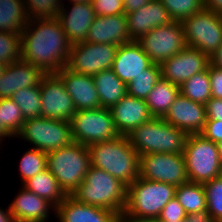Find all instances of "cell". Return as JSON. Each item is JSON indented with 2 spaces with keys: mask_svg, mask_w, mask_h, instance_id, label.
Masks as SVG:
<instances>
[{
  "mask_svg": "<svg viewBox=\"0 0 222 222\" xmlns=\"http://www.w3.org/2000/svg\"><path fill=\"white\" fill-rule=\"evenodd\" d=\"M71 45L57 17L32 19L21 32V59L57 73L67 67Z\"/></svg>",
  "mask_w": 222,
  "mask_h": 222,
  "instance_id": "1",
  "label": "cell"
},
{
  "mask_svg": "<svg viewBox=\"0 0 222 222\" xmlns=\"http://www.w3.org/2000/svg\"><path fill=\"white\" fill-rule=\"evenodd\" d=\"M91 166L129 186L139 177L140 156L124 135L88 146Z\"/></svg>",
  "mask_w": 222,
  "mask_h": 222,
  "instance_id": "2",
  "label": "cell"
},
{
  "mask_svg": "<svg viewBox=\"0 0 222 222\" xmlns=\"http://www.w3.org/2000/svg\"><path fill=\"white\" fill-rule=\"evenodd\" d=\"M127 186L104 170L90 166L84 181L72 193L77 201L121 213L126 205Z\"/></svg>",
  "mask_w": 222,
  "mask_h": 222,
  "instance_id": "3",
  "label": "cell"
},
{
  "mask_svg": "<svg viewBox=\"0 0 222 222\" xmlns=\"http://www.w3.org/2000/svg\"><path fill=\"white\" fill-rule=\"evenodd\" d=\"M188 134L163 118L153 117L133 129L126 137L140 155L152 153L183 154Z\"/></svg>",
  "mask_w": 222,
  "mask_h": 222,
  "instance_id": "4",
  "label": "cell"
},
{
  "mask_svg": "<svg viewBox=\"0 0 222 222\" xmlns=\"http://www.w3.org/2000/svg\"><path fill=\"white\" fill-rule=\"evenodd\" d=\"M90 166L88 146L78 142L47 153V169L66 195H72L84 181Z\"/></svg>",
  "mask_w": 222,
  "mask_h": 222,
  "instance_id": "5",
  "label": "cell"
},
{
  "mask_svg": "<svg viewBox=\"0 0 222 222\" xmlns=\"http://www.w3.org/2000/svg\"><path fill=\"white\" fill-rule=\"evenodd\" d=\"M176 187L138 177L127 186L124 211L133 217L157 218L164 206L175 197Z\"/></svg>",
  "mask_w": 222,
  "mask_h": 222,
  "instance_id": "6",
  "label": "cell"
},
{
  "mask_svg": "<svg viewBox=\"0 0 222 222\" xmlns=\"http://www.w3.org/2000/svg\"><path fill=\"white\" fill-rule=\"evenodd\" d=\"M183 157L189 182L204 184L222 175L217 143L202 134H190L185 141Z\"/></svg>",
  "mask_w": 222,
  "mask_h": 222,
  "instance_id": "7",
  "label": "cell"
},
{
  "mask_svg": "<svg viewBox=\"0 0 222 222\" xmlns=\"http://www.w3.org/2000/svg\"><path fill=\"white\" fill-rule=\"evenodd\" d=\"M69 122L73 142L84 146L119 136L109 108L76 110Z\"/></svg>",
  "mask_w": 222,
  "mask_h": 222,
  "instance_id": "8",
  "label": "cell"
},
{
  "mask_svg": "<svg viewBox=\"0 0 222 222\" xmlns=\"http://www.w3.org/2000/svg\"><path fill=\"white\" fill-rule=\"evenodd\" d=\"M17 136L33 144V148L45 153L73 142L69 121L42 116L25 120Z\"/></svg>",
  "mask_w": 222,
  "mask_h": 222,
  "instance_id": "9",
  "label": "cell"
},
{
  "mask_svg": "<svg viewBox=\"0 0 222 222\" xmlns=\"http://www.w3.org/2000/svg\"><path fill=\"white\" fill-rule=\"evenodd\" d=\"M186 45L212 56L222 44V15L203 9L181 22Z\"/></svg>",
  "mask_w": 222,
  "mask_h": 222,
  "instance_id": "10",
  "label": "cell"
},
{
  "mask_svg": "<svg viewBox=\"0 0 222 222\" xmlns=\"http://www.w3.org/2000/svg\"><path fill=\"white\" fill-rule=\"evenodd\" d=\"M137 42L151 62L158 65L187 46L183 26L176 21L153 28Z\"/></svg>",
  "mask_w": 222,
  "mask_h": 222,
  "instance_id": "11",
  "label": "cell"
},
{
  "mask_svg": "<svg viewBox=\"0 0 222 222\" xmlns=\"http://www.w3.org/2000/svg\"><path fill=\"white\" fill-rule=\"evenodd\" d=\"M139 177L178 187L189 182L183 154L152 153L140 155Z\"/></svg>",
  "mask_w": 222,
  "mask_h": 222,
  "instance_id": "12",
  "label": "cell"
},
{
  "mask_svg": "<svg viewBox=\"0 0 222 222\" xmlns=\"http://www.w3.org/2000/svg\"><path fill=\"white\" fill-rule=\"evenodd\" d=\"M118 46L88 41L71 45L67 68L76 73L94 76L112 67Z\"/></svg>",
  "mask_w": 222,
  "mask_h": 222,
  "instance_id": "13",
  "label": "cell"
},
{
  "mask_svg": "<svg viewBox=\"0 0 222 222\" xmlns=\"http://www.w3.org/2000/svg\"><path fill=\"white\" fill-rule=\"evenodd\" d=\"M39 88L41 116L70 121L76 109L62 79L56 73L46 74L39 83Z\"/></svg>",
  "mask_w": 222,
  "mask_h": 222,
  "instance_id": "14",
  "label": "cell"
},
{
  "mask_svg": "<svg viewBox=\"0 0 222 222\" xmlns=\"http://www.w3.org/2000/svg\"><path fill=\"white\" fill-rule=\"evenodd\" d=\"M210 63L209 57L196 48L186 46L160 66L161 78L180 87L196 73L204 71Z\"/></svg>",
  "mask_w": 222,
  "mask_h": 222,
  "instance_id": "15",
  "label": "cell"
},
{
  "mask_svg": "<svg viewBox=\"0 0 222 222\" xmlns=\"http://www.w3.org/2000/svg\"><path fill=\"white\" fill-rule=\"evenodd\" d=\"M163 119L188 135L201 134L207 120L206 107L179 93Z\"/></svg>",
  "mask_w": 222,
  "mask_h": 222,
  "instance_id": "16",
  "label": "cell"
},
{
  "mask_svg": "<svg viewBox=\"0 0 222 222\" xmlns=\"http://www.w3.org/2000/svg\"><path fill=\"white\" fill-rule=\"evenodd\" d=\"M46 73L22 59L6 65L0 76V99L11 98L20 89L38 86Z\"/></svg>",
  "mask_w": 222,
  "mask_h": 222,
  "instance_id": "17",
  "label": "cell"
},
{
  "mask_svg": "<svg viewBox=\"0 0 222 222\" xmlns=\"http://www.w3.org/2000/svg\"><path fill=\"white\" fill-rule=\"evenodd\" d=\"M64 82L76 110L100 108L99 96L92 76L71 71L63 67L56 73Z\"/></svg>",
  "mask_w": 222,
  "mask_h": 222,
  "instance_id": "18",
  "label": "cell"
},
{
  "mask_svg": "<svg viewBox=\"0 0 222 222\" xmlns=\"http://www.w3.org/2000/svg\"><path fill=\"white\" fill-rule=\"evenodd\" d=\"M119 135L127 136L133 129L153 118L146 100L126 94L110 108Z\"/></svg>",
  "mask_w": 222,
  "mask_h": 222,
  "instance_id": "19",
  "label": "cell"
},
{
  "mask_svg": "<svg viewBox=\"0 0 222 222\" xmlns=\"http://www.w3.org/2000/svg\"><path fill=\"white\" fill-rule=\"evenodd\" d=\"M72 8L66 11L65 5L60 8L58 19L71 44L86 41L91 23L95 18L92 2L71 3Z\"/></svg>",
  "mask_w": 222,
  "mask_h": 222,
  "instance_id": "20",
  "label": "cell"
},
{
  "mask_svg": "<svg viewBox=\"0 0 222 222\" xmlns=\"http://www.w3.org/2000/svg\"><path fill=\"white\" fill-rule=\"evenodd\" d=\"M86 41L117 46L132 42L128 33L126 15L95 16Z\"/></svg>",
  "mask_w": 222,
  "mask_h": 222,
  "instance_id": "21",
  "label": "cell"
},
{
  "mask_svg": "<svg viewBox=\"0 0 222 222\" xmlns=\"http://www.w3.org/2000/svg\"><path fill=\"white\" fill-rule=\"evenodd\" d=\"M128 33L133 41H137L153 28L172 22L167 9L160 0H153L136 10L126 14Z\"/></svg>",
  "mask_w": 222,
  "mask_h": 222,
  "instance_id": "22",
  "label": "cell"
},
{
  "mask_svg": "<svg viewBox=\"0 0 222 222\" xmlns=\"http://www.w3.org/2000/svg\"><path fill=\"white\" fill-rule=\"evenodd\" d=\"M151 64V60L142 50L140 44L137 41H132L118 46L111 69L128 85Z\"/></svg>",
  "mask_w": 222,
  "mask_h": 222,
  "instance_id": "23",
  "label": "cell"
},
{
  "mask_svg": "<svg viewBox=\"0 0 222 222\" xmlns=\"http://www.w3.org/2000/svg\"><path fill=\"white\" fill-rule=\"evenodd\" d=\"M53 214L59 222H115L117 216L114 211L81 203L71 195L65 197Z\"/></svg>",
  "mask_w": 222,
  "mask_h": 222,
  "instance_id": "24",
  "label": "cell"
},
{
  "mask_svg": "<svg viewBox=\"0 0 222 222\" xmlns=\"http://www.w3.org/2000/svg\"><path fill=\"white\" fill-rule=\"evenodd\" d=\"M9 208L16 222H46L49 219V210L53 208L55 211L56 207L23 187L9 204Z\"/></svg>",
  "mask_w": 222,
  "mask_h": 222,
  "instance_id": "25",
  "label": "cell"
},
{
  "mask_svg": "<svg viewBox=\"0 0 222 222\" xmlns=\"http://www.w3.org/2000/svg\"><path fill=\"white\" fill-rule=\"evenodd\" d=\"M92 78L103 108L110 109L127 94V85L111 68L102 70Z\"/></svg>",
  "mask_w": 222,
  "mask_h": 222,
  "instance_id": "26",
  "label": "cell"
},
{
  "mask_svg": "<svg viewBox=\"0 0 222 222\" xmlns=\"http://www.w3.org/2000/svg\"><path fill=\"white\" fill-rule=\"evenodd\" d=\"M179 93L178 85L160 78L146 99L150 114L155 118H163Z\"/></svg>",
  "mask_w": 222,
  "mask_h": 222,
  "instance_id": "27",
  "label": "cell"
},
{
  "mask_svg": "<svg viewBox=\"0 0 222 222\" xmlns=\"http://www.w3.org/2000/svg\"><path fill=\"white\" fill-rule=\"evenodd\" d=\"M22 187L34 192L39 197L45 198L55 207H57L67 196L60 188L57 179L47 168L25 181L22 184Z\"/></svg>",
  "mask_w": 222,
  "mask_h": 222,
  "instance_id": "28",
  "label": "cell"
},
{
  "mask_svg": "<svg viewBox=\"0 0 222 222\" xmlns=\"http://www.w3.org/2000/svg\"><path fill=\"white\" fill-rule=\"evenodd\" d=\"M28 21L24 0H0V31L21 34Z\"/></svg>",
  "mask_w": 222,
  "mask_h": 222,
  "instance_id": "29",
  "label": "cell"
},
{
  "mask_svg": "<svg viewBox=\"0 0 222 222\" xmlns=\"http://www.w3.org/2000/svg\"><path fill=\"white\" fill-rule=\"evenodd\" d=\"M175 197L183 206L187 215L207 212L206 194L204 185L187 182L176 187Z\"/></svg>",
  "mask_w": 222,
  "mask_h": 222,
  "instance_id": "30",
  "label": "cell"
},
{
  "mask_svg": "<svg viewBox=\"0 0 222 222\" xmlns=\"http://www.w3.org/2000/svg\"><path fill=\"white\" fill-rule=\"evenodd\" d=\"M180 93L192 101L205 105L211 99V82L208 69L196 73L180 85Z\"/></svg>",
  "mask_w": 222,
  "mask_h": 222,
  "instance_id": "31",
  "label": "cell"
},
{
  "mask_svg": "<svg viewBox=\"0 0 222 222\" xmlns=\"http://www.w3.org/2000/svg\"><path fill=\"white\" fill-rule=\"evenodd\" d=\"M161 72L158 64H151L143 73L127 85V94L142 100H146L154 85L160 80Z\"/></svg>",
  "mask_w": 222,
  "mask_h": 222,
  "instance_id": "32",
  "label": "cell"
},
{
  "mask_svg": "<svg viewBox=\"0 0 222 222\" xmlns=\"http://www.w3.org/2000/svg\"><path fill=\"white\" fill-rule=\"evenodd\" d=\"M11 99L20 107L25 120L41 117L39 85L18 90L11 96Z\"/></svg>",
  "mask_w": 222,
  "mask_h": 222,
  "instance_id": "33",
  "label": "cell"
},
{
  "mask_svg": "<svg viewBox=\"0 0 222 222\" xmlns=\"http://www.w3.org/2000/svg\"><path fill=\"white\" fill-rule=\"evenodd\" d=\"M0 121L12 137H17L25 119L20 107L11 98L0 99Z\"/></svg>",
  "mask_w": 222,
  "mask_h": 222,
  "instance_id": "34",
  "label": "cell"
},
{
  "mask_svg": "<svg viewBox=\"0 0 222 222\" xmlns=\"http://www.w3.org/2000/svg\"><path fill=\"white\" fill-rule=\"evenodd\" d=\"M19 164L23 184L29 178L34 177L37 173L47 168V153L35 148H30L25 154L23 153Z\"/></svg>",
  "mask_w": 222,
  "mask_h": 222,
  "instance_id": "35",
  "label": "cell"
},
{
  "mask_svg": "<svg viewBox=\"0 0 222 222\" xmlns=\"http://www.w3.org/2000/svg\"><path fill=\"white\" fill-rule=\"evenodd\" d=\"M172 21L182 22L194 13L202 11L204 0H160Z\"/></svg>",
  "mask_w": 222,
  "mask_h": 222,
  "instance_id": "36",
  "label": "cell"
},
{
  "mask_svg": "<svg viewBox=\"0 0 222 222\" xmlns=\"http://www.w3.org/2000/svg\"><path fill=\"white\" fill-rule=\"evenodd\" d=\"M207 213L215 222H222V175L204 184Z\"/></svg>",
  "mask_w": 222,
  "mask_h": 222,
  "instance_id": "37",
  "label": "cell"
},
{
  "mask_svg": "<svg viewBox=\"0 0 222 222\" xmlns=\"http://www.w3.org/2000/svg\"><path fill=\"white\" fill-rule=\"evenodd\" d=\"M62 0H24L28 19H45L58 17L63 6Z\"/></svg>",
  "mask_w": 222,
  "mask_h": 222,
  "instance_id": "38",
  "label": "cell"
},
{
  "mask_svg": "<svg viewBox=\"0 0 222 222\" xmlns=\"http://www.w3.org/2000/svg\"><path fill=\"white\" fill-rule=\"evenodd\" d=\"M21 59V34L0 31V63L11 64Z\"/></svg>",
  "mask_w": 222,
  "mask_h": 222,
  "instance_id": "39",
  "label": "cell"
},
{
  "mask_svg": "<svg viewBox=\"0 0 222 222\" xmlns=\"http://www.w3.org/2000/svg\"><path fill=\"white\" fill-rule=\"evenodd\" d=\"M96 16L124 14L123 0H92Z\"/></svg>",
  "mask_w": 222,
  "mask_h": 222,
  "instance_id": "40",
  "label": "cell"
},
{
  "mask_svg": "<svg viewBox=\"0 0 222 222\" xmlns=\"http://www.w3.org/2000/svg\"><path fill=\"white\" fill-rule=\"evenodd\" d=\"M187 213L176 197L171 199L162 209L158 221H184Z\"/></svg>",
  "mask_w": 222,
  "mask_h": 222,
  "instance_id": "41",
  "label": "cell"
},
{
  "mask_svg": "<svg viewBox=\"0 0 222 222\" xmlns=\"http://www.w3.org/2000/svg\"><path fill=\"white\" fill-rule=\"evenodd\" d=\"M211 82V97L222 99V70L211 65L207 66Z\"/></svg>",
  "mask_w": 222,
  "mask_h": 222,
  "instance_id": "42",
  "label": "cell"
},
{
  "mask_svg": "<svg viewBox=\"0 0 222 222\" xmlns=\"http://www.w3.org/2000/svg\"><path fill=\"white\" fill-rule=\"evenodd\" d=\"M201 134L214 143L222 141V120H206L205 128Z\"/></svg>",
  "mask_w": 222,
  "mask_h": 222,
  "instance_id": "43",
  "label": "cell"
},
{
  "mask_svg": "<svg viewBox=\"0 0 222 222\" xmlns=\"http://www.w3.org/2000/svg\"><path fill=\"white\" fill-rule=\"evenodd\" d=\"M205 107L207 120H222V99L211 97Z\"/></svg>",
  "mask_w": 222,
  "mask_h": 222,
  "instance_id": "44",
  "label": "cell"
},
{
  "mask_svg": "<svg viewBox=\"0 0 222 222\" xmlns=\"http://www.w3.org/2000/svg\"><path fill=\"white\" fill-rule=\"evenodd\" d=\"M153 0H123L124 14L135 12Z\"/></svg>",
  "mask_w": 222,
  "mask_h": 222,
  "instance_id": "45",
  "label": "cell"
},
{
  "mask_svg": "<svg viewBox=\"0 0 222 222\" xmlns=\"http://www.w3.org/2000/svg\"><path fill=\"white\" fill-rule=\"evenodd\" d=\"M115 222H159V221L157 218L133 217L128 213H126L125 211H122L121 213L117 214Z\"/></svg>",
  "mask_w": 222,
  "mask_h": 222,
  "instance_id": "46",
  "label": "cell"
},
{
  "mask_svg": "<svg viewBox=\"0 0 222 222\" xmlns=\"http://www.w3.org/2000/svg\"><path fill=\"white\" fill-rule=\"evenodd\" d=\"M183 222H215L207 212L188 214Z\"/></svg>",
  "mask_w": 222,
  "mask_h": 222,
  "instance_id": "47",
  "label": "cell"
},
{
  "mask_svg": "<svg viewBox=\"0 0 222 222\" xmlns=\"http://www.w3.org/2000/svg\"><path fill=\"white\" fill-rule=\"evenodd\" d=\"M204 7L207 10L222 15V0H204Z\"/></svg>",
  "mask_w": 222,
  "mask_h": 222,
  "instance_id": "48",
  "label": "cell"
},
{
  "mask_svg": "<svg viewBox=\"0 0 222 222\" xmlns=\"http://www.w3.org/2000/svg\"><path fill=\"white\" fill-rule=\"evenodd\" d=\"M210 64L222 70V44L214 52L212 56L209 57Z\"/></svg>",
  "mask_w": 222,
  "mask_h": 222,
  "instance_id": "49",
  "label": "cell"
},
{
  "mask_svg": "<svg viewBox=\"0 0 222 222\" xmlns=\"http://www.w3.org/2000/svg\"><path fill=\"white\" fill-rule=\"evenodd\" d=\"M7 208L5 211L0 207V222H16L9 206Z\"/></svg>",
  "mask_w": 222,
  "mask_h": 222,
  "instance_id": "50",
  "label": "cell"
},
{
  "mask_svg": "<svg viewBox=\"0 0 222 222\" xmlns=\"http://www.w3.org/2000/svg\"><path fill=\"white\" fill-rule=\"evenodd\" d=\"M5 137H12L2 126L1 121H0V142L2 141L3 138Z\"/></svg>",
  "mask_w": 222,
  "mask_h": 222,
  "instance_id": "51",
  "label": "cell"
},
{
  "mask_svg": "<svg viewBox=\"0 0 222 222\" xmlns=\"http://www.w3.org/2000/svg\"><path fill=\"white\" fill-rule=\"evenodd\" d=\"M217 147H218L219 156H220L221 163H222V141L217 143Z\"/></svg>",
  "mask_w": 222,
  "mask_h": 222,
  "instance_id": "52",
  "label": "cell"
},
{
  "mask_svg": "<svg viewBox=\"0 0 222 222\" xmlns=\"http://www.w3.org/2000/svg\"><path fill=\"white\" fill-rule=\"evenodd\" d=\"M69 1V0H68ZM71 3H86V2H92V0H70Z\"/></svg>",
  "mask_w": 222,
  "mask_h": 222,
  "instance_id": "53",
  "label": "cell"
},
{
  "mask_svg": "<svg viewBox=\"0 0 222 222\" xmlns=\"http://www.w3.org/2000/svg\"><path fill=\"white\" fill-rule=\"evenodd\" d=\"M6 65L0 63V76L2 75L4 69H5Z\"/></svg>",
  "mask_w": 222,
  "mask_h": 222,
  "instance_id": "54",
  "label": "cell"
},
{
  "mask_svg": "<svg viewBox=\"0 0 222 222\" xmlns=\"http://www.w3.org/2000/svg\"><path fill=\"white\" fill-rule=\"evenodd\" d=\"M159 222H183V221H159Z\"/></svg>",
  "mask_w": 222,
  "mask_h": 222,
  "instance_id": "55",
  "label": "cell"
}]
</instances>
